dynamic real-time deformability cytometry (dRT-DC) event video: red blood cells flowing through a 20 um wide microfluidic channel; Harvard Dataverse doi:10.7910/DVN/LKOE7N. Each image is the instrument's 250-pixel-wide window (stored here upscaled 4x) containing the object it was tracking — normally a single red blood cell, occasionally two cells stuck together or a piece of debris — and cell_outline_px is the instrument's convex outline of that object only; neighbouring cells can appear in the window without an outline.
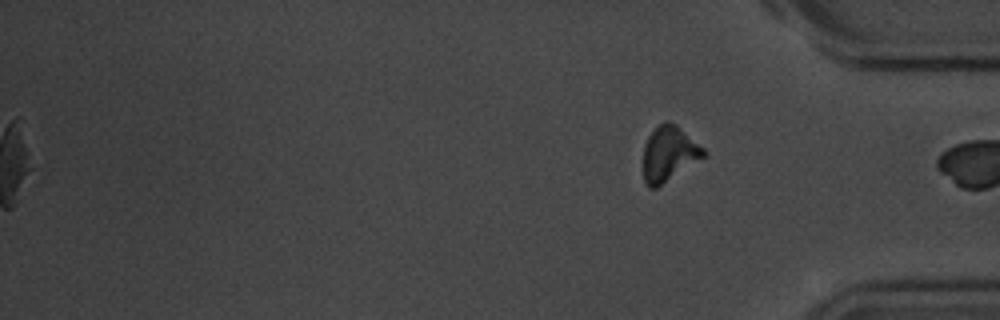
{"species": "common noctule bat (a hibernating species)", "species_latin": "Nyctalus noctula", "temperature_condition": "room temperature", "stored_images_in_passage": 15, "segment_of_instrument_passage": [2, 2], "camera_frame_rate_fps": 3000, "um_per_image_px": 0.085, "animal": {"sex": "male", "body_mass_g": 20.1, "forearm_length_mm": 53.5}, "frame": {"image": 1, "passage_image": 15, "time_ms": 17.667, "image_size_px": [1000, 320], "cell_outline_px": [[708, 156], [656, 188], [648, 188], [644, 184], [644, 144], [648, 136], [664, 120], [668, 120], [676, 124], [704, 148], [708, 152]], "centroid_in_image_um": [56.9, 13.08], "position_along_channel_um": 378.3, "area_um2": 19.65}}